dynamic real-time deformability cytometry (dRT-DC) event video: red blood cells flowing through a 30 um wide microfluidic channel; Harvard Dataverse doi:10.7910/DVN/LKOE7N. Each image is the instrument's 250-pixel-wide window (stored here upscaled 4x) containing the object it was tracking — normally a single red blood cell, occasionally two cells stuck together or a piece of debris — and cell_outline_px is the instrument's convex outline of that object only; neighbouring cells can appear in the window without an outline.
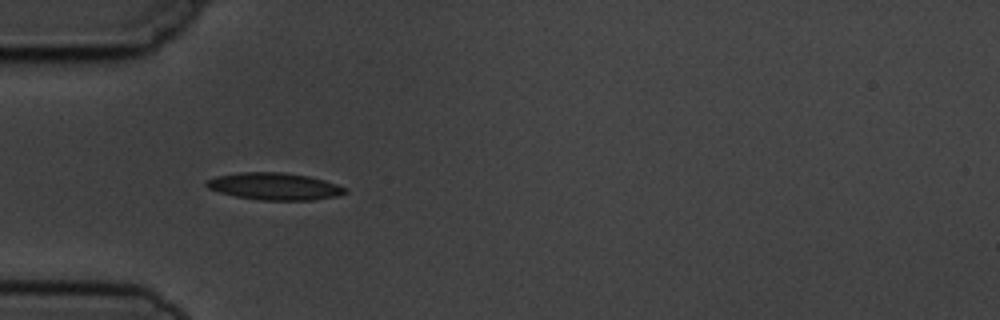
{"species": "common noctule bat (a hibernating species)", "species_latin": "Nyctalus noctula", "temperature_condition": "cold", "stored_images_in_passage": 6, "camera_frame_rate_fps": 3000, "um_per_image_px": 0.085, "animal": {"sex": "male", "body_mass_g": 19.5, "forearm_length_mm": 54.6}, "frame": {"image": 1, "passage_image": 5, "time_ms": 4.667, "image_size_px": [1000, 320], "cell_outline_px": [[348, 192], [336, 196], [312, 200], [260, 200], [236, 196], [220, 192], [208, 188], [204, 184], [204, 180], [216, 176], [240, 172], [284, 172], [308, 176], [324, 180], [348, 188]], "centroid_in_image_um": [23.32, 15.83], "position_along_channel_um": 61.7, "area_um2": 21.96}}
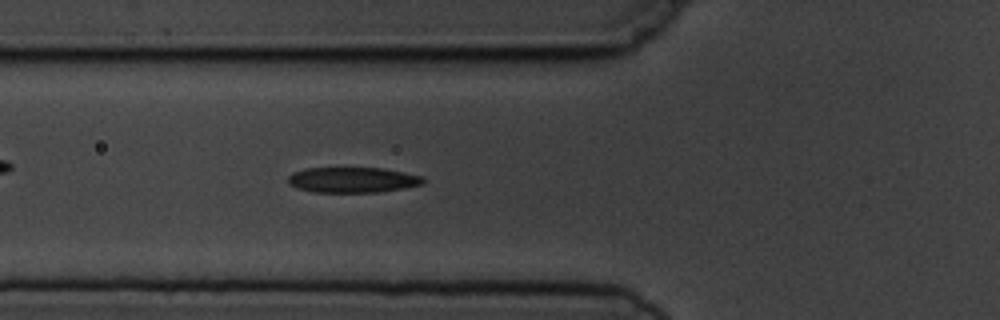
{"frame": {"image": 2, "passage_image": 6, "time_ms": 5.667, "image_size_px": [1000, 320], "cell_outline_px": [[424, 184], [404, 188], [380, 192], [316, 192], [296, 188], [288, 184], [288, 176], [292, 172], [304, 168], [384, 168], [424, 176]], "centroid_in_image_um": [29.97, 15.29], "position_along_channel_um": 95.8, "area_um2": 20.23}}